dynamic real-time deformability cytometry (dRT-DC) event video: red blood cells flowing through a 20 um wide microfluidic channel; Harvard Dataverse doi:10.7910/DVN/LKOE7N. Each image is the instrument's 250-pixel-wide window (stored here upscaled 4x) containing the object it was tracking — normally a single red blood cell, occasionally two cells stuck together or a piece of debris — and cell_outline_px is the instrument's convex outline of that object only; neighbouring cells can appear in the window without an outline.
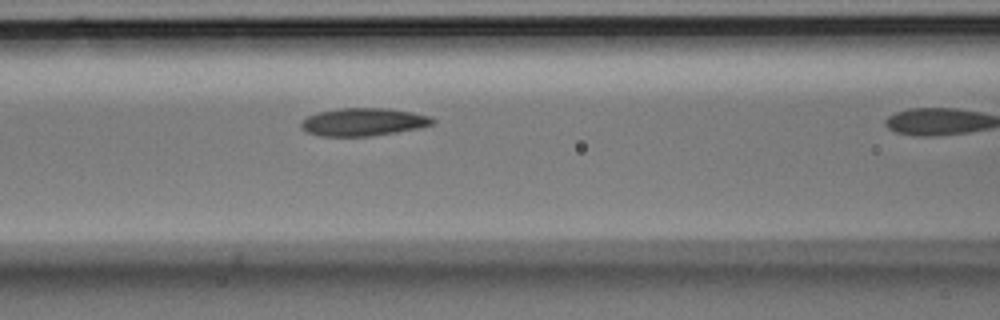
{"species": "Egyptian fruit bat (a non-hibernating species)", "species_latin": "Rousettus aegyptiacus", "temperature_condition": "room temperature", "stored_images_in_passage": 11, "camera_frame_rate_fps": 3000, "um_per_image_px": 0.085, "animal": {"sex": "male"}, "frame": {"image": 1, "passage_image": 10, "time_ms": 3.0, "image_size_px": [1000, 320], "cell_outline_px": [[436, 124], [420, 128], [372, 136], [320, 136], [308, 132], [300, 128], [300, 124], [308, 116], [316, 112], [340, 108], [388, 108], [412, 112], [432, 116], [436, 120]], "centroid_in_image_um": [30.93, 10.36], "position_along_channel_um": 135.7, "area_um2": 21.56}}